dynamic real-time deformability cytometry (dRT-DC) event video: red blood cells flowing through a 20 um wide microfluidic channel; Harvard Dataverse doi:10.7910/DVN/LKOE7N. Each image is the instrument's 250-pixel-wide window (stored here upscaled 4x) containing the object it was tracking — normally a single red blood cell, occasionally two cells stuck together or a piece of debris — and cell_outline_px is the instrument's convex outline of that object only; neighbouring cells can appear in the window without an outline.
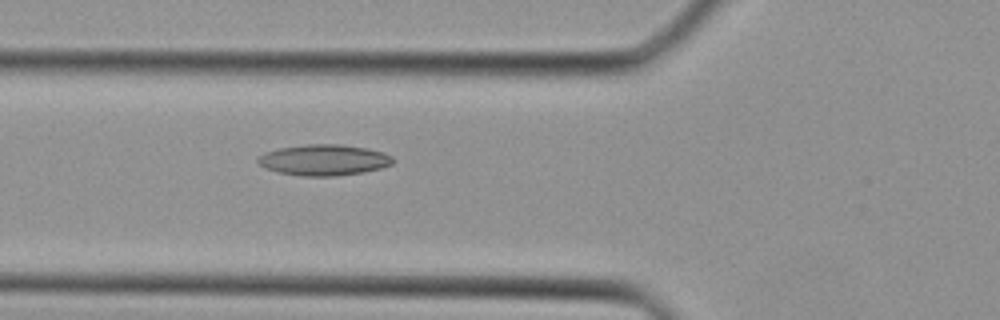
{"species": "Egyptian fruit bat (a non-hibernating species)", "species_latin": "Rousettus aegyptiacus", "temperature_condition": "cold", "stored_images_in_passage": 38, "camera_frame_rate_fps": 3000, "um_per_image_px": 0.085, "animal": {"sex": "female"}, "frame": {"image": 1, "passage_image": 15, "time_ms": 4.667, "image_size_px": [1000, 320], "cell_outline_px": [[396, 160], [392, 164], [380, 168], [364, 172], [336, 176], [304, 176], [276, 172], [264, 168], [256, 160], [264, 152], [280, 148], [304, 144], [340, 144], [368, 148], [384, 152], [392, 156]], "centroid_in_image_um": [27.55, 13.59], "position_along_channel_um": 98.3, "area_um2": 24.57}}
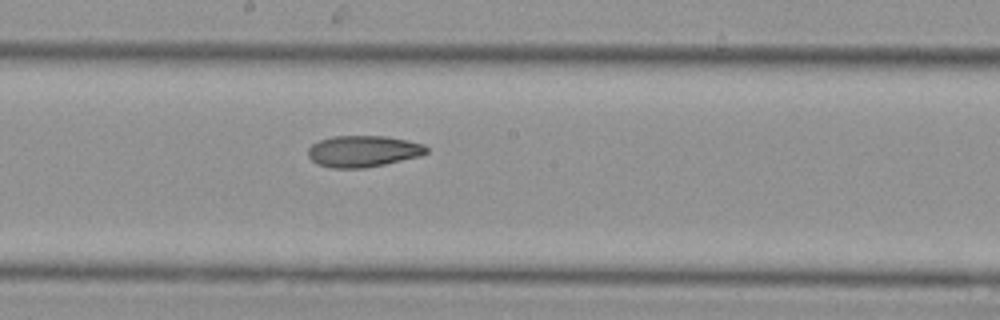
{"frame": {"image": 2, "passage_image": 22, "time_ms": 7.0, "image_size_px": [1000, 320], "cell_outline_px": [[428, 152], [420, 156], [384, 164], [364, 168], [332, 168], [316, 164], [308, 156], [308, 148], [312, 144], [320, 140], [332, 136], [388, 136], [408, 140], [424, 144], [428, 148]], "centroid_in_image_um": [30.87, 12.85], "position_along_channel_um": 217.3, "area_um2": 21.79}}
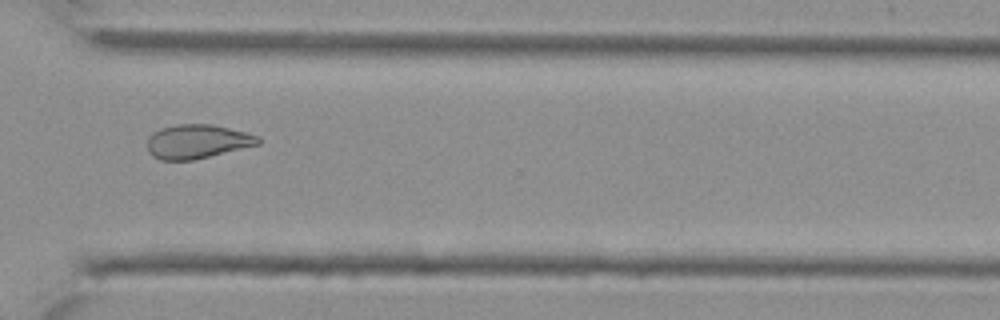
{"frame": {"image": 3, "passage_image": 30, "time_ms": 9.667, "image_size_px": [1000, 320], "cell_outline_px": [[260, 144], [192, 160], [160, 160], [152, 156], [148, 152], [148, 140], [152, 132], [160, 128], [176, 124], [212, 124], [244, 132], [256, 136], [260, 140]], "centroid_in_image_um": [16.71, 12.03], "position_along_channel_um": 353.9, "area_um2": 21.79}}